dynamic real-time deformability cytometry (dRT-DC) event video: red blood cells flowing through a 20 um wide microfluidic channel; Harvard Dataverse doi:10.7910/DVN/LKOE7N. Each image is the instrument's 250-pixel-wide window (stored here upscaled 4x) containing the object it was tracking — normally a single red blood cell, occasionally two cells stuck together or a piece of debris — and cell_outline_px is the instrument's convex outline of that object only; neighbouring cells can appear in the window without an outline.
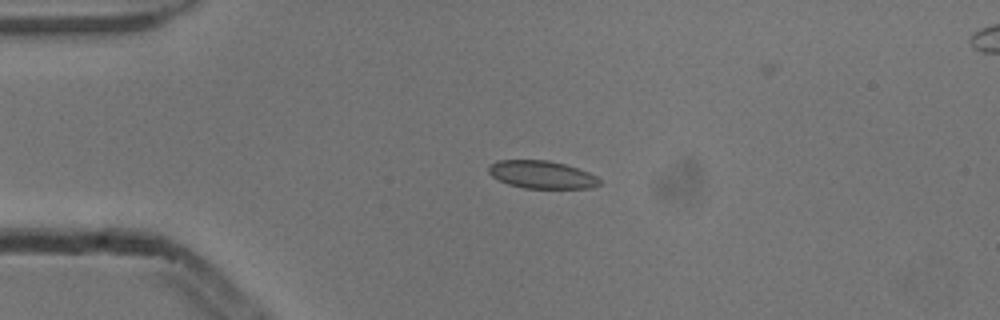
{"species": "common noctule bat (a hibernating species)", "species_latin": "Nyctalus noctula", "temperature_condition": "cold", "stored_images_in_passage": 3, "camera_frame_rate_fps": 3000, "um_per_image_px": 0.085, "animal": {"sex": "male", "body_mass_g": 13.3}, "frame": {"image": 1, "passage_image": 1, "time_ms": 0.0, "image_size_px": [1000, 320], "cell_outline_px": [[600, 184], [592, 188], [524, 188], [508, 184], [492, 176], [488, 172], [488, 168], [496, 160], [548, 160], [564, 164], [588, 172], [596, 176], [600, 180]], "centroid_in_image_um": [46.05, 14.84], "position_along_channel_um": 39.0, "area_um2": 17.8}}